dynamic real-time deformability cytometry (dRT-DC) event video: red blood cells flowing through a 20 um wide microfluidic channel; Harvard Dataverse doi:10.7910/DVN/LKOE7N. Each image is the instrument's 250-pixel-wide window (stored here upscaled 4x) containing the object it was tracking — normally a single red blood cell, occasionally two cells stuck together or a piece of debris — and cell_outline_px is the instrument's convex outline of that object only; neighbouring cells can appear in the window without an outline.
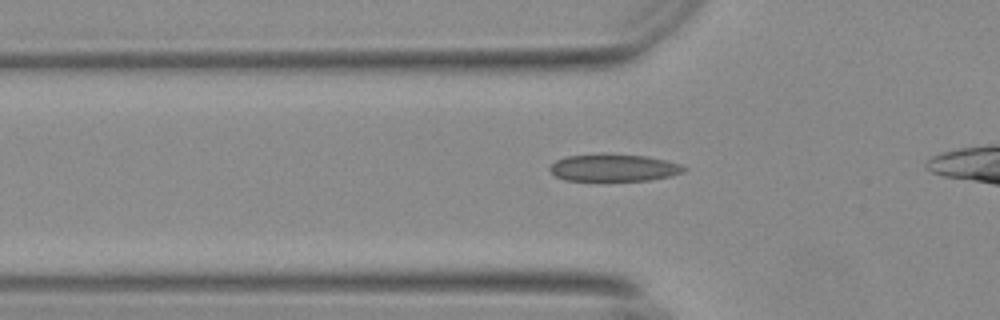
{"species": "Egyptian fruit bat (a non-hibernating species)", "species_latin": "Rousettus aegyptiacus", "temperature_condition": "warm", "stored_images_in_passage": 36, "camera_frame_rate_fps": 3000, "um_per_image_px": 0.085, "animal": {"sex": "female"}, "frame": {"image": 1, "passage_image": 9, "time_ms": 2.667, "image_size_px": [1000, 320], "cell_outline_px": [[688, 168], [680, 172], [668, 176], [648, 180], [564, 180], [556, 176], [548, 168], [556, 160], [568, 156], [600, 152], [648, 156], [680, 164]], "centroid_in_image_um": [52.12, 14.22], "position_along_channel_um": 73.7, "area_um2": 21.33}}
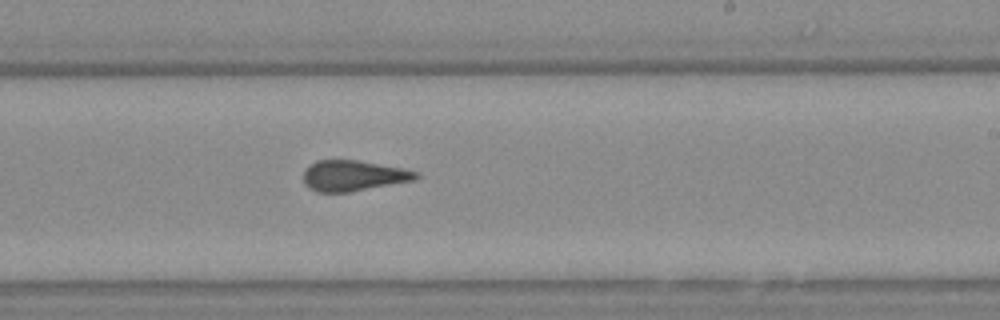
{"frame": {"image": 2, "passage_image": 24, "time_ms": 7.667, "image_size_px": [1000, 320], "cell_outline_px": [[420, 176], [412, 180], [348, 192], [316, 192], [308, 188], [304, 184], [304, 168], [316, 160], [360, 160], [404, 168], [420, 172]], "centroid_in_image_um": [30.0, 14.92], "position_along_channel_um": 259.0, "area_um2": 20.17}}
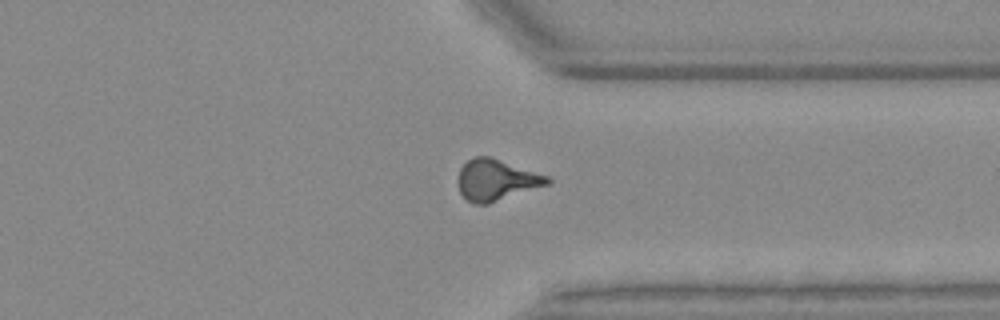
{"frame": {"image": 3, "passage_image": 33, "time_ms": 10.667, "image_size_px": [1000, 320], "cell_outline_px": [[552, 180], [548, 184], [488, 204], [472, 204], [460, 192], [456, 180], [460, 168], [468, 160], [476, 156], [488, 156], [548, 176]], "centroid_in_image_um": [42.14, 15.31], "position_along_channel_um": 369.3, "area_um2": 21.21}}